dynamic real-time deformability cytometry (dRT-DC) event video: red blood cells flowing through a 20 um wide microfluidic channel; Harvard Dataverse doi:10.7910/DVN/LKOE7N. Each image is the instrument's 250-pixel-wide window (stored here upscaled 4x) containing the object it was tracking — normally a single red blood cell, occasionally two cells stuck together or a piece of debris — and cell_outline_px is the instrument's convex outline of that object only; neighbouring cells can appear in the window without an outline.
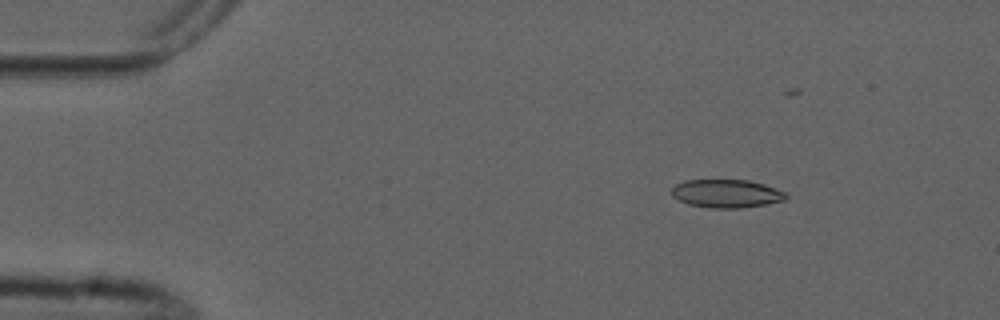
{"species": "common noctule bat (a hibernating species)", "species_latin": "Nyctalus noctula", "temperature_condition": "cold", "stored_images_in_passage": 6, "camera_frame_rate_fps": 3000, "um_per_image_px": 0.085, "animal": {"sex": "male", "forearm_length_mm": 52.5}, "frame": {"image": 1, "passage_image": 2, "time_ms": 2.0, "image_size_px": [1000, 320], "cell_outline_px": [[788, 196], [784, 200], [764, 204], [740, 208], [712, 208], [688, 204], [672, 196], [672, 188], [676, 184], [684, 180], [748, 180], [764, 184], [788, 192]], "centroid_in_image_um": [61.77, 16.44], "position_along_channel_um": 23.2, "area_um2": 18.79}}
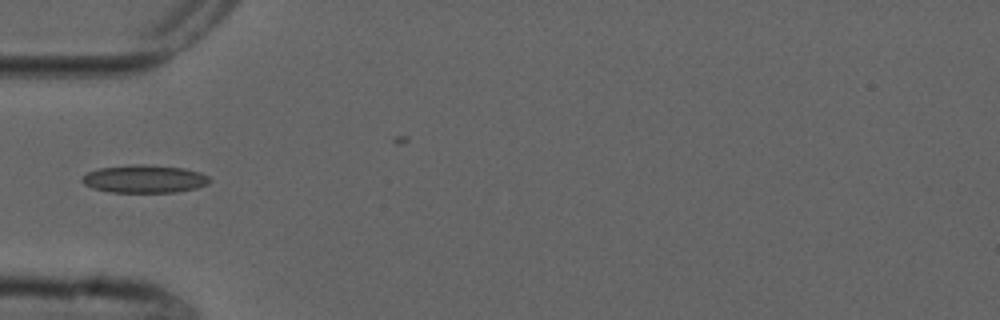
{"frame": {"image": 2, "passage_image": 5, "time_ms": 5.333, "image_size_px": [1000, 320], "cell_outline_px": [[212, 180], [208, 184], [196, 188], [176, 192], [108, 192], [92, 188], [84, 184], [80, 180], [88, 172], [100, 168], [132, 164], [140, 164], [184, 168], [200, 172], [208, 176]], "centroid_in_image_um": [12.29, 15.21], "position_along_channel_um": 72.7, "area_um2": 20.75}}